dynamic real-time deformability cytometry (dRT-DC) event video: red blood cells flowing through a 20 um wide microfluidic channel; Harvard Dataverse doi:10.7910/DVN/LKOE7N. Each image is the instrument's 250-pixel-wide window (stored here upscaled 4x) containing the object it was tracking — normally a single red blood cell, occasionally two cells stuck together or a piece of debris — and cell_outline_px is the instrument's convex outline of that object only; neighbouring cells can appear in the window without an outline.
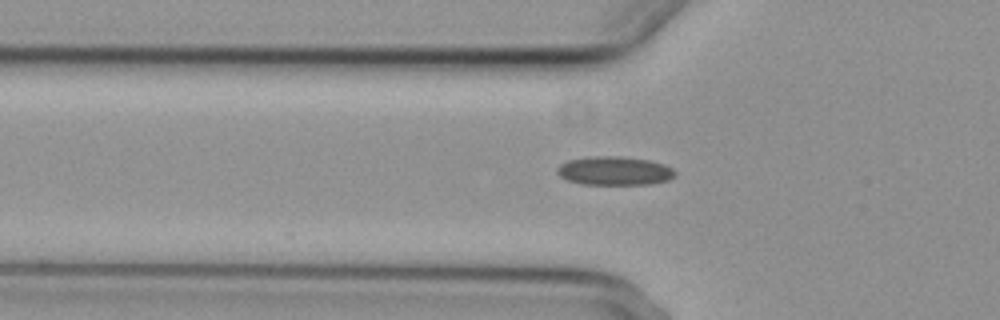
{"species": "common noctule bat (a hibernating species)", "species_latin": "Nyctalus noctula", "temperature_condition": "cold", "stored_images_in_passage": 57, "segment_of_instrument_passage": [1, 2], "camera_frame_rate_fps": 3000, "um_per_image_px": 0.085, "animal": {"sex": "female", "body_mass_g": 29.2, "forearm_length_mm": 56.3}, "frame": {"image": 1, "passage_image": 19, "time_ms": 6.0, "image_size_px": [1000, 320], "cell_outline_px": [[676, 176], [668, 180], [648, 184], [580, 184], [568, 180], [560, 176], [556, 172], [556, 168], [560, 164], [568, 160], [592, 156], [620, 156], [648, 160], [664, 164], [672, 168], [676, 172]], "centroid_in_image_um": [52.22, 14.52], "position_along_channel_um": 73.6, "area_um2": 19.77}}
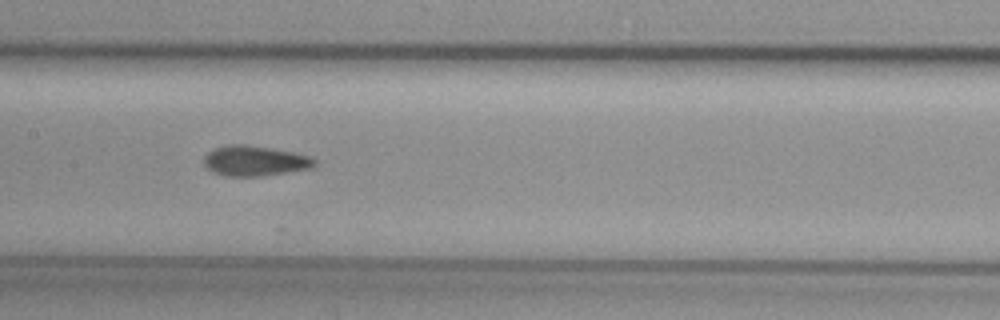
{"frame": {"image": 2, "passage_image": 28, "time_ms": 9.0, "image_size_px": [1000, 320], "cell_outline_px": [[316, 164], [312, 168], [260, 176], [224, 176], [212, 172], [204, 164], [204, 156], [208, 152], [216, 148], [228, 144], [244, 144], [272, 148], [312, 156], [316, 160]], "centroid_in_image_um": [21.66, 13.67], "position_along_channel_um": 185.7, "area_um2": 19.54}}
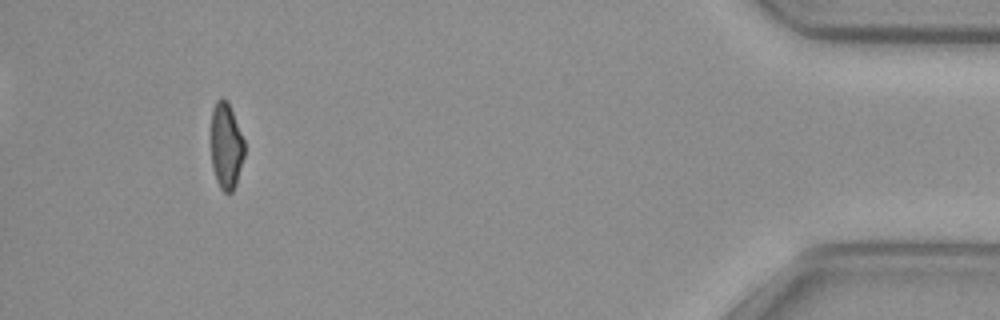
{"frame": {"image": 3, "passage_image": 52, "time_ms": 17.0, "image_size_px": [1000, 320], "cell_outline_px": [[244, 156], [236, 184], [232, 192], [224, 192], [220, 188], [216, 180], [212, 164], [212, 108], [216, 100], [220, 96], [228, 100], [244, 140]], "centroid_in_image_um": [19.23, 12.37], "position_along_channel_um": 416.0, "area_um2": 16.76}}